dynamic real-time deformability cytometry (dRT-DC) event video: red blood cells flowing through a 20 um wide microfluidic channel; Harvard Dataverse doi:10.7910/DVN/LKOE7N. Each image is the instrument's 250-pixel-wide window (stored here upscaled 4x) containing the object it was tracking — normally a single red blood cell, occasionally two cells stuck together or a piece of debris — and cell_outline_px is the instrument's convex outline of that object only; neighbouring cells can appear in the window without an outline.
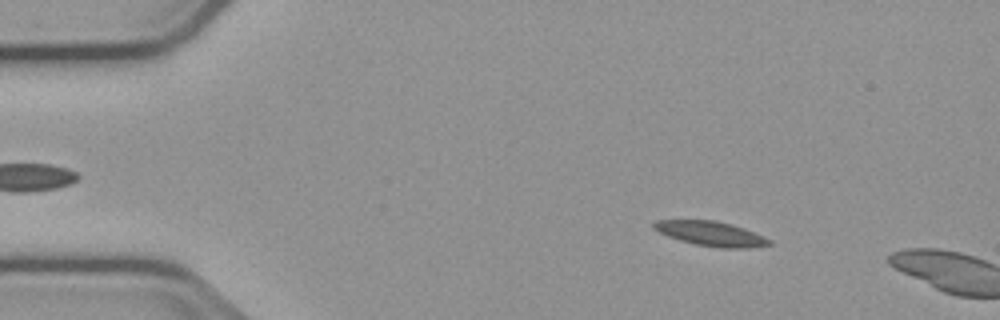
{"species": "common noctule bat (a hibernating species)", "species_latin": "Nyctalus noctula", "temperature_condition": "cold", "stored_images_in_passage": 14, "camera_frame_rate_fps": 3000, "um_per_image_px": 0.085, "animal": {"sex": "male", "body_mass_g": 23.1, "forearm_length_mm": 52.7}, "frame": {"image": 1, "passage_image": 8, "time_ms": 2.333, "image_size_px": [1000, 320], "cell_outline_px": [[772, 244], [748, 248], [720, 248], [696, 244], [680, 240], [668, 236], [652, 228], [652, 224], [656, 220], [716, 220], [732, 224], [744, 228], [764, 236], [772, 240]], "centroid_in_image_um": [60.45, 19.85], "position_along_channel_um": 24.6, "area_um2": 16.59}}